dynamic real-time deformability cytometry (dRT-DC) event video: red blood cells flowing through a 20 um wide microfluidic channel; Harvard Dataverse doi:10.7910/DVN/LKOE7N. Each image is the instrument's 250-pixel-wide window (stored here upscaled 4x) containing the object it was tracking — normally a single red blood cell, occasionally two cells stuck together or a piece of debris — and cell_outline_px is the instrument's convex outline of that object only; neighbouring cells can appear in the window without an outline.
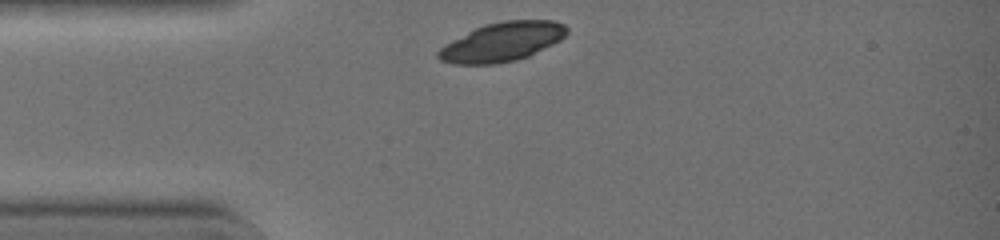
{"species": "common noctule bat (a hibernating species)", "species_latin": "Nyctalus noctula", "temperature_condition": "warm", "stored_images_in_passage": 28, "camera_frame_rate_fps": 3000, "um_per_image_px": 0.085, "animal": {"sex": "female", "body_mass_g": 19.0, "forearm_length_mm": 51.5}, "frame": {"image": 1, "passage_image": 1, "time_ms": 0.0, "image_size_px": [1000, 240], "cell_outline_px": [[568, 32], [560, 40], [528, 56], [516, 60], [496, 64], [452, 64], [440, 60], [436, 56], [436, 52], [444, 44], [484, 24], [504, 20], [552, 20], [564, 24], [568, 28]], "centroid_in_image_um": [42.66, 3.56], "position_along_channel_um": 42.3, "area_um2": 29.19}}
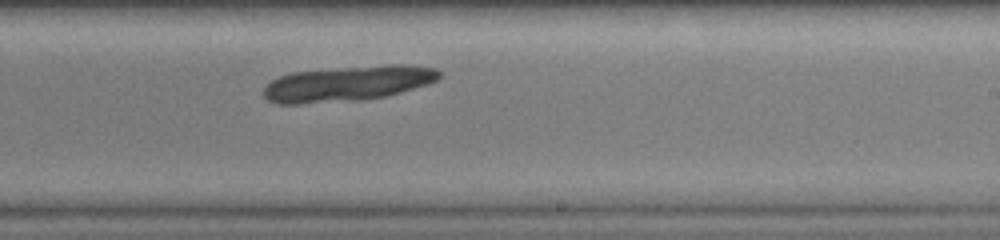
{"frame": {"image": 2, "passage_image": 17, "time_ms": 5.333, "image_size_px": [1000, 240], "cell_outline_px": [[440, 76], [436, 80], [428, 84], [400, 92], [384, 96], [300, 104], [276, 104], [268, 100], [264, 96], [264, 88], [272, 80], [280, 76], [292, 72], [388, 64], [400, 64], [436, 68], [440, 72]], "centroid_in_image_um": [29.53, 7.08], "position_along_channel_um": 259.5, "area_um2": 35.43}}
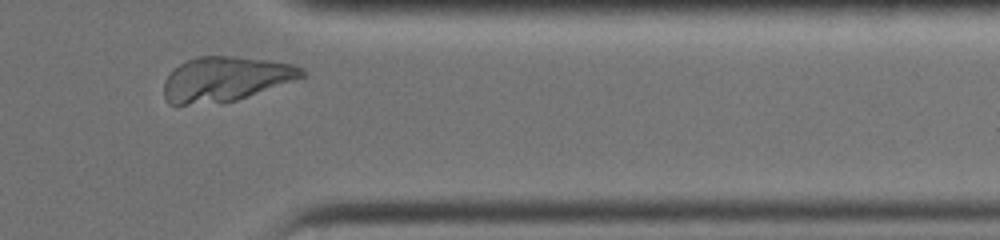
{"frame": {"image": 3, "passage_image": 26, "time_ms": 8.333, "image_size_px": [1000, 240], "cell_outline_px": [[308, 76], [236, 100], [188, 104], [168, 104], [164, 96], [164, 80], [180, 64], [188, 60], [200, 56], [232, 56], [272, 60], [292, 64], [304, 68], [308, 72]], "centroid_in_image_um": [19.24, 6.69], "position_along_channel_um": 392.2, "area_um2": 35.72}}